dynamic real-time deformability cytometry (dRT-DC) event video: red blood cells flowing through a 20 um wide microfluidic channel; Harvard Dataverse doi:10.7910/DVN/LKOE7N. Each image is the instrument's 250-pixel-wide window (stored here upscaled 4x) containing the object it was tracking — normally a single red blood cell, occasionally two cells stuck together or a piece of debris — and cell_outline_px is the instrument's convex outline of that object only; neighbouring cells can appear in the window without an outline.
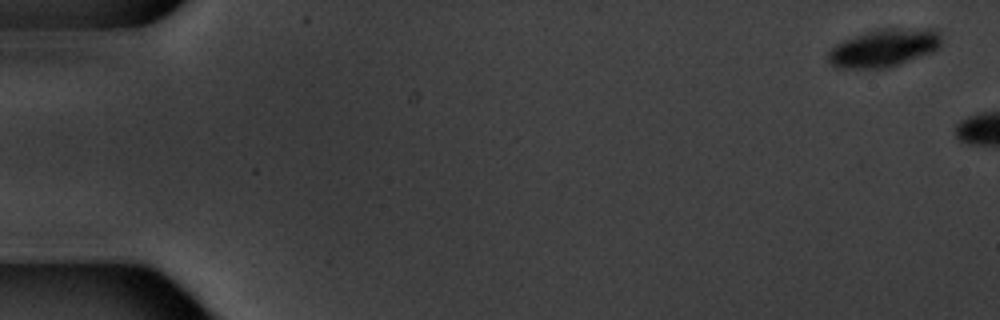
{"species": "common noctule bat (a hibernating species)", "species_latin": "Nyctalus noctula", "temperature_condition": "warm", "stored_images_in_passage": 3, "camera_frame_rate_fps": 3000, "um_per_image_px": 0.085, "animal": {"sex": "male", "body_mass_g": 20.1, "forearm_length_mm": 53.5}, "frame": {"image": 1, "passage_image": 1, "time_ms": 0.0, "image_size_px": [1000, 320], "cell_outline_px": [[940, 44], [932, 52], [900, 64], [888, 68], [836, 68], [828, 60], [828, 52], [836, 44], [844, 40], [864, 32], [880, 28], [936, 28], [940, 36]], "centroid_in_image_um": [75.13, 4.06], "position_along_channel_um": 9.9, "area_um2": 25.03}}